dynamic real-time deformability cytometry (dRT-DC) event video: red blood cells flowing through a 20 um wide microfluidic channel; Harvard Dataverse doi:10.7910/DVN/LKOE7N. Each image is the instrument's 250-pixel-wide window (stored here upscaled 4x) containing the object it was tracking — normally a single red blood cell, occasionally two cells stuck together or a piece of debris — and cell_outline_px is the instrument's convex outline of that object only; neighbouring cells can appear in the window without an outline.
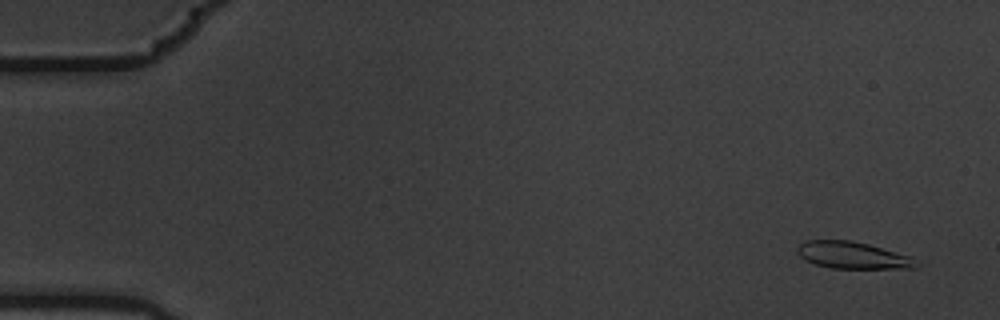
{"species": "common noctule bat (a hibernating species)", "species_latin": "Nyctalus noctula", "temperature_condition": "warm", "stored_images_in_passage": 6, "camera_frame_rate_fps": 3000, "um_per_image_px": 0.085, "animal": {"sex": "male", "body_mass_g": 19.5, "forearm_length_mm": 54.6}, "frame": {"image": 1, "passage_image": 1, "time_ms": 0.0, "image_size_px": [1000, 320], "cell_outline_px": [[920, 264], [916, 268], [832, 268], [816, 264], [804, 260], [796, 252], [796, 248], [800, 244], [808, 240], [848, 240], [868, 244], [912, 256], [920, 260]], "centroid_in_image_um": [72.52, 21.7], "position_along_channel_um": 12.5, "area_um2": 18.79}}
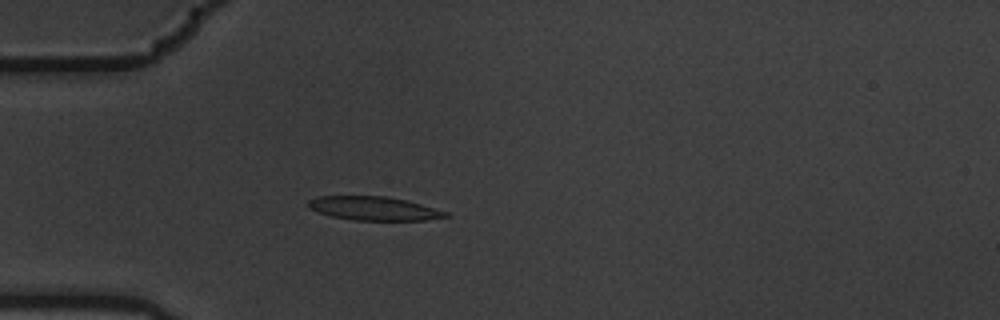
{"frame": {"image": 2, "passage_image": 5, "time_ms": 1.333, "image_size_px": [1000, 320], "cell_outline_px": [[452, 216], [424, 220], [352, 220], [332, 216], [308, 208], [308, 200], [316, 196], [384, 196], [408, 200], [448, 212]], "centroid_in_image_um": [31.79, 17.71], "position_along_channel_um": 53.2, "area_um2": 19.02}}